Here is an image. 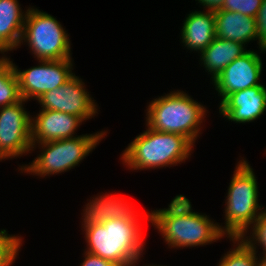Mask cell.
<instances>
[{
  "instance_id": "30bf717a",
  "label": "cell",
  "mask_w": 266,
  "mask_h": 266,
  "mask_svg": "<svg viewBox=\"0 0 266 266\" xmlns=\"http://www.w3.org/2000/svg\"><path fill=\"white\" fill-rule=\"evenodd\" d=\"M76 74L64 85L44 93L37 99L40 110H55L78 116L83 121L92 119L99 114L98 104L89 94L82 81Z\"/></svg>"
},
{
  "instance_id": "603a6c76",
  "label": "cell",
  "mask_w": 266,
  "mask_h": 266,
  "mask_svg": "<svg viewBox=\"0 0 266 266\" xmlns=\"http://www.w3.org/2000/svg\"><path fill=\"white\" fill-rule=\"evenodd\" d=\"M261 5L262 0H224L221 10L237 12L255 18Z\"/></svg>"
},
{
  "instance_id": "52a82bcc",
  "label": "cell",
  "mask_w": 266,
  "mask_h": 266,
  "mask_svg": "<svg viewBox=\"0 0 266 266\" xmlns=\"http://www.w3.org/2000/svg\"><path fill=\"white\" fill-rule=\"evenodd\" d=\"M69 37L56 17L34 6L28 7L19 46L26 43L37 61L72 58Z\"/></svg>"
},
{
  "instance_id": "8fae6325",
  "label": "cell",
  "mask_w": 266,
  "mask_h": 266,
  "mask_svg": "<svg viewBox=\"0 0 266 266\" xmlns=\"http://www.w3.org/2000/svg\"><path fill=\"white\" fill-rule=\"evenodd\" d=\"M260 53L266 50L260 48L248 50L226 66L223 71L211 82L220 96V104L232 93L260 85L263 63Z\"/></svg>"
},
{
  "instance_id": "5b68a950",
  "label": "cell",
  "mask_w": 266,
  "mask_h": 266,
  "mask_svg": "<svg viewBox=\"0 0 266 266\" xmlns=\"http://www.w3.org/2000/svg\"><path fill=\"white\" fill-rule=\"evenodd\" d=\"M164 94L149 102L145 124L158 132L186 136L195 145L208 113L206 106L183 90Z\"/></svg>"
},
{
  "instance_id": "9a60e30c",
  "label": "cell",
  "mask_w": 266,
  "mask_h": 266,
  "mask_svg": "<svg viewBox=\"0 0 266 266\" xmlns=\"http://www.w3.org/2000/svg\"><path fill=\"white\" fill-rule=\"evenodd\" d=\"M181 42L188 51H196L198 55L215 39L214 11H190L183 21Z\"/></svg>"
},
{
  "instance_id": "e0dca14e",
  "label": "cell",
  "mask_w": 266,
  "mask_h": 266,
  "mask_svg": "<svg viewBox=\"0 0 266 266\" xmlns=\"http://www.w3.org/2000/svg\"><path fill=\"white\" fill-rule=\"evenodd\" d=\"M19 0H0V54L19 48L28 9ZM6 53V54H5Z\"/></svg>"
},
{
  "instance_id": "cb8c5ba5",
  "label": "cell",
  "mask_w": 266,
  "mask_h": 266,
  "mask_svg": "<svg viewBox=\"0 0 266 266\" xmlns=\"http://www.w3.org/2000/svg\"><path fill=\"white\" fill-rule=\"evenodd\" d=\"M257 27L258 48L266 50V0H262V5L255 17Z\"/></svg>"
},
{
  "instance_id": "83f0119b",
  "label": "cell",
  "mask_w": 266,
  "mask_h": 266,
  "mask_svg": "<svg viewBox=\"0 0 266 266\" xmlns=\"http://www.w3.org/2000/svg\"><path fill=\"white\" fill-rule=\"evenodd\" d=\"M5 161V160H7L2 154H1V152H0V161L2 162V161Z\"/></svg>"
},
{
  "instance_id": "ac0fdd59",
  "label": "cell",
  "mask_w": 266,
  "mask_h": 266,
  "mask_svg": "<svg viewBox=\"0 0 266 266\" xmlns=\"http://www.w3.org/2000/svg\"><path fill=\"white\" fill-rule=\"evenodd\" d=\"M247 51L244 44L215 37L212 43L198 55L199 64L201 63L208 75H211L210 80L213 81L226 66Z\"/></svg>"
},
{
  "instance_id": "7a4b0ae2",
  "label": "cell",
  "mask_w": 266,
  "mask_h": 266,
  "mask_svg": "<svg viewBox=\"0 0 266 266\" xmlns=\"http://www.w3.org/2000/svg\"><path fill=\"white\" fill-rule=\"evenodd\" d=\"M145 212L137 218L109 219L102 224L81 226L87 247L84 251L120 266H139L146 245L141 221L146 219L150 223V212Z\"/></svg>"
},
{
  "instance_id": "8992f818",
  "label": "cell",
  "mask_w": 266,
  "mask_h": 266,
  "mask_svg": "<svg viewBox=\"0 0 266 266\" xmlns=\"http://www.w3.org/2000/svg\"><path fill=\"white\" fill-rule=\"evenodd\" d=\"M107 133L106 129L73 138L32 144L31 152L39 147L41 153L31 163L19 165L17 169L20 173L41 178L70 171L92 153Z\"/></svg>"
},
{
  "instance_id": "44dd1931",
  "label": "cell",
  "mask_w": 266,
  "mask_h": 266,
  "mask_svg": "<svg viewBox=\"0 0 266 266\" xmlns=\"http://www.w3.org/2000/svg\"><path fill=\"white\" fill-rule=\"evenodd\" d=\"M22 237L8 234L6 229H0V266H12L19 255Z\"/></svg>"
},
{
  "instance_id": "5bb4252c",
  "label": "cell",
  "mask_w": 266,
  "mask_h": 266,
  "mask_svg": "<svg viewBox=\"0 0 266 266\" xmlns=\"http://www.w3.org/2000/svg\"><path fill=\"white\" fill-rule=\"evenodd\" d=\"M93 198V199H92ZM90 198L84 205L83 213H81V225L88 226L91 224L103 223L109 219L121 218H137L141 213L136 210L125 196L115 194L96 195Z\"/></svg>"
},
{
  "instance_id": "ffe728a7",
  "label": "cell",
  "mask_w": 266,
  "mask_h": 266,
  "mask_svg": "<svg viewBox=\"0 0 266 266\" xmlns=\"http://www.w3.org/2000/svg\"><path fill=\"white\" fill-rule=\"evenodd\" d=\"M21 99L12 63L6 56H0V107L15 104Z\"/></svg>"
},
{
  "instance_id": "4fadbf2b",
  "label": "cell",
  "mask_w": 266,
  "mask_h": 266,
  "mask_svg": "<svg viewBox=\"0 0 266 266\" xmlns=\"http://www.w3.org/2000/svg\"><path fill=\"white\" fill-rule=\"evenodd\" d=\"M83 122L80 117L68 113L39 110L38 114L31 117V143L40 144L79 136L75 133Z\"/></svg>"
},
{
  "instance_id": "3957f363",
  "label": "cell",
  "mask_w": 266,
  "mask_h": 266,
  "mask_svg": "<svg viewBox=\"0 0 266 266\" xmlns=\"http://www.w3.org/2000/svg\"><path fill=\"white\" fill-rule=\"evenodd\" d=\"M120 154L127 169L136 171L178 166L191 157L195 145L186 137L176 133L158 132L147 125Z\"/></svg>"
},
{
  "instance_id": "277c9868",
  "label": "cell",
  "mask_w": 266,
  "mask_h": 266,
  "mask_svg": "<svg viewBox=\"0 0 266 266\" xmlns=\"http://www.w3.org/2000/svg\"><path fill=\"white\" fill-rule=\"evenodd\" d=\"M236 164L224 201L225 225L218 223L227 239L245 236L265 209L259 204V187L252 166L242 157Z\"/></svg>"
},
{
  "instance_id": "f1b7e54d",
  "label": "cell",
  "mask_w": 266,
  "mask_h": 266,
  "mask_svg": "<svg viewBox=\"0 0 266 266\" xmlns=\"http://www.w3.org/2000/svg\"><path fill=\"white\" fill-rule=\"evenodd\" d=\"M145 266H163V265H156V264L155 265L154 264L151 265V264H149V265H145Z\"/></svg>"
},
{
  "instance_id": "484cf974",
  "label": "cell",
  "mask_w": 266,
  "mask_h": 266,
  "mask_svg": "<svg viewBox=\"0 0 266 266\" xmlns=\"http://www.w3.org/2000/svg\"><path fill=\"white\" fill-rule=\"evenodd\" d=\"M203 6L204 10L217 11L222 9L224 0H195Z\"/></svg>"
},
{
  "instance_id": "d6986e66",
  "label": "cell",
  "mask_w": 266,
  "mask_h": 266,
  "mask_svg": "<svg viewBox=\"0 0 266 266\" xmlns=\"http://www.w3.org/2000/svg\"><path fill=\"white\" fill-rule=\"evenodd\" d=\"M232 247L218 261L217 266H255L260 256L243 237L229 238ZM236 244V245H235Z\"/></svg>"
},
{
  "instance_id": "4316f807",
  "label": "cell",
  "mask_w": 266,
  "mask_h": 266,
  "mask_svg": "<svg viewBox=\"0 0 266 266\" xmlns=\"http://www.w3.org/2000/svg\"><path fill=\"white\" fill-rule=\"evenodd\" d=\"M255 266H266V258H259Z\"/></svg>"
},
{
  "instance_id": "6da1fadb",
  "label": "cell",
  "mask_w": 266,
  "mask_h": 266,
  "mask_svg": "<svg viewBox=\"0 0 266 266\" xmlns=\"http://www.w3.org/2000/svg\"><path fill=\"white\" fill-rule=\"evenodd\" d=\"M149 212L150 224L170 249L206 246L226 237L218 222L194 211L190 200L181 194L176 195L167 208Z\"/></svg>"
},
{
  "instance_id": "ba28073f",
  "label": "cell",
  "mask_w": 266,
  "mask_h": 266,
  "mask_svg": "<svg viewBox=\"0 0 266 266\" xmlns=\"http://www.w3.org/2000/svg\"><path fill=\"white\" fill-rule=\"evenodd\" d=\"M6 57L12 63L17 75L19 92L22 99L37 100L44 93L57 89L70 80L75 73L72 58L62 60H38L37 66L21 70L13 63L10 56Z\"/></svg>"
},
{
  "instance_id": "9c48e42d",
  "label": "cell",
  "mask_w": 266,
  "mask_h": 266,
  "mask_svg": "<svg viewBox=\"0 0 266 266\" xmlns=\"http://www.w3.org/2000/svg\"><path fill=\"white\" fill-rule=\"evenodd\" d=\"M28 102L0 107V152L8 160L31 154V115L24 108Z\"/></svg>"
},
{
  "instance_id": "7402d4cb",
  "label": "cell",
  "mask_w": 266,
  "mask_h": 266,
  "mask_svg": "<svg viewBox=\"0 0 266 266\" xmlns=\"http://www.w3.org/2000/svg\"><path fill=\"white\" fill-rule=\"evenodd\" d=\"M243 238L255 250L259 249L258 246L260 247V249L262 248L263 251L258 255L260 256V258H266V207L255 224L251 227L250 230H248V233H246Z\"/></svg>"
},
{
  "instance_id": "d4e9b609",
  "label": "cell",
  "mask_w": 266,
  "mask_h": 266,
  "mask_svg": "<svg viewBox=\"0 0 266 266\" xmlns=\"http://www.w3.org/2000/svg\"><path fill=\"white\" fill-rule=\"evenodd\" d=\"M84 260L80 263V266H120L110 260L103 259L100 256L88 253L84 251Z\"/></svg>"
},
{
  "instance_id": "7c38bea8",
  "label": "cell",
  "mask_w": 266,
  "mask_h": 266,
  "mask_svg": "<svg viewBox=\"0 0 266 266\" xmlns=\"http://www.w3.org/2000/svg\"><path fill=\"white\" fill-rule=\"evenodd\" d=\"M219 113L235 123H250L262 117L266 111V87L261 83L230 94L221 104Z\"/></svg>"
},
{
  "instance_id": "2e32d148",
  "label": "cell",
  "mask_w": 266,
  "mask_h": 266,
  "mask_svg": "<svg viewBox=\"0 0 266 266\" xmlns=\"http://www.w3.org/2000/svg\"><path fill=\"white\" fill-rule=\"evenodd\" d=\"M215 13V36L241 44L257 41L256 19L241 13L217 10Z\"/></svg>"
}]
</instances>
